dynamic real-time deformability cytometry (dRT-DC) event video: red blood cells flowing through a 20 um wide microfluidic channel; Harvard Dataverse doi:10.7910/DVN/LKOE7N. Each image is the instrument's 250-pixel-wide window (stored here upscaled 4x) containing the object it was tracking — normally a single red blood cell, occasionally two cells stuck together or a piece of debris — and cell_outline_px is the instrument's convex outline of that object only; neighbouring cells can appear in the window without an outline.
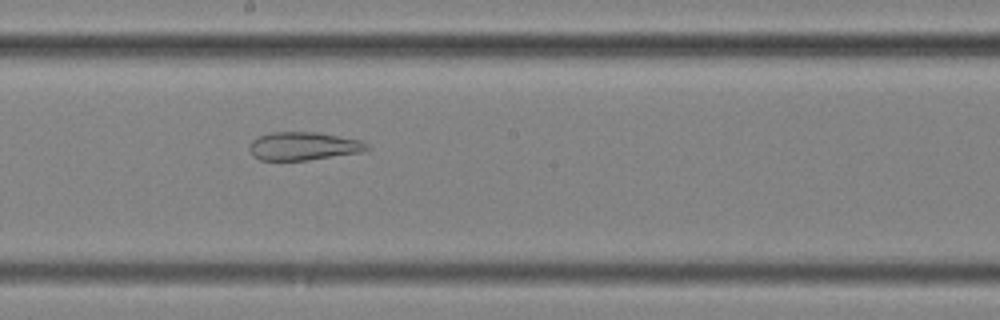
{"species": "common noctule bat (a hibernating species)", "species_latin": "Nyctalus noctula", "temperature_condition": "cold", "stored_images_in_passage": 57, "camera_frame_rate_fps": 3000, "um_per_image_px": 0.085, "animal": {"sex": "female", "body_mass_g": 25.1}, "frame": {"image": 1, "passage_image": 32, "time_ms": 10.333, "image_size_px": [1000, 320], "cell_outline_px": [[372, 148], [360, 152], [308, 160], [260, 160], [252, 156], [248, 148], [248, 144], [252, 140], [260, 136], [272, 132], [316, 132], [360, 140], [368, 144]], "centroid_in_image_um": [25.76, 12.42], "position_along_channel_um": 222.4, "area_um2": 19.31}}
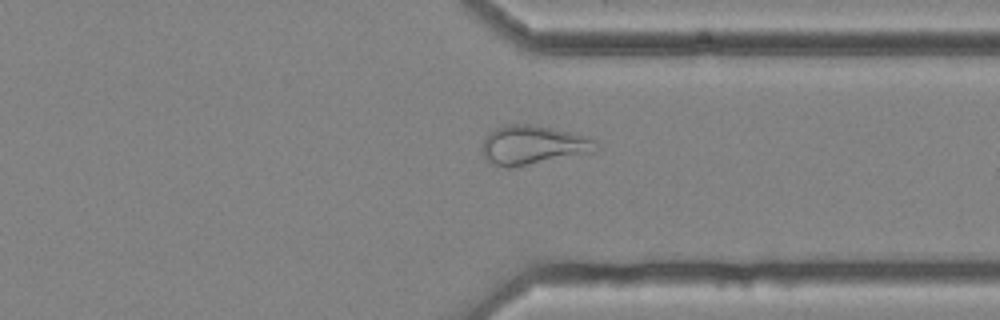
{"frame": {"image": 2, "passage_image": 44, "time_ms": 14.333, "image_size_px": [1000, 320], "cell_outline_px": [[600, 148], [596, 152], [512, 168], [508, 168], [492, 164], [484, 156], [480, 148], [480, 144], [496, 128], [504, 124], [532, 124], [552, 128], [588, 136], [600, 140]], "centroid_in_image_um": [45.38, 12.34], "position_along_channel_um": 366.0, "area_um2": 26.53}}
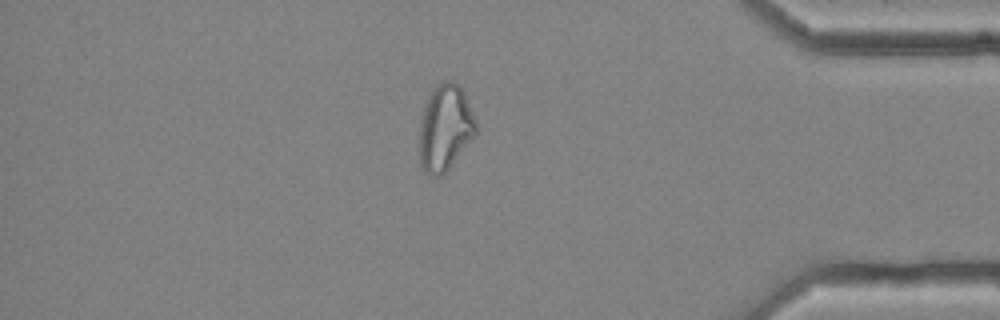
{"frame": {"image": 3, "passage_image": 49, "time_ms": 16.0, "image_size_px": [1000, 320], "cell_outline_px": [[476, 132], [448, 168], [440, 176], [428, 176], [420, 168], [420, 124], [424, 108], [432, 92], [444, 80], [452, 80], [460, 84], [464, 92], [476, 124]], "centroid_in_image_um": [37.81, 10.87], "position_along_channel_um": 397.4, "area_um2": 27.63}, "authors_computed_cell_mechanics": {"area_um2": 28.7266, "velocity_mm_per_s": 3.5796, "shape_relaxation_time_tau1_ms": null, "shape_relaxation_time_tau2_ms": 2.3392, "deformation_change_tau1": null, "deformation_change_tau2": 0.1109}}